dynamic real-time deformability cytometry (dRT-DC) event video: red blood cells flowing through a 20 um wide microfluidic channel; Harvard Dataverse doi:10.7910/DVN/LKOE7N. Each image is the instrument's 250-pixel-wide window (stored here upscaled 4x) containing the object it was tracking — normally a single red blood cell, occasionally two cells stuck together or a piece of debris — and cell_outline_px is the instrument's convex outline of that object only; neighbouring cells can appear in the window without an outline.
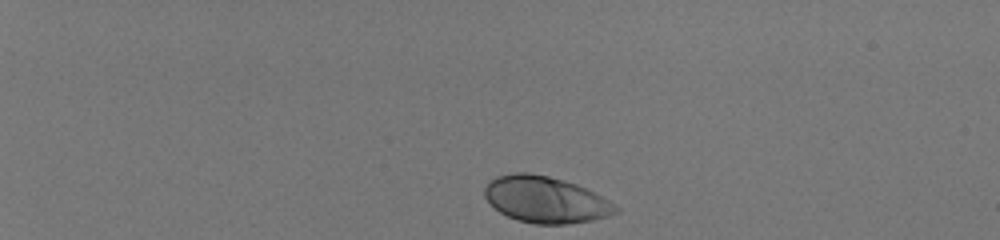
{"species": "human", "species_latin": "Homo sapiens", "temperature_condition": "room temperature", "stored_images_in_passage": 39, "camera_frame_rate_fps": 3000, "um_per_image_px": 0.085, "donor": {"sex": "male"}, "frame": {"image": 1, "passage_image": 1, "time_ms": 0.0, "image_size_px": [1000, 240], "cell_outline_px": [[620, 212], [608, 216], [592, 220], [568, 224], [536, 224], [516, 220], [500, 212], [484, 196], [484, 188], [496, 176], [516, 172], [528, 172], [548, 176], [564, 180], [576, 184], [616, 204], [620, 208]], "centroid_in_image_um": [46.39, 16.97], "position_along_channel_um": 38.6, "area_um2": 35.32}}
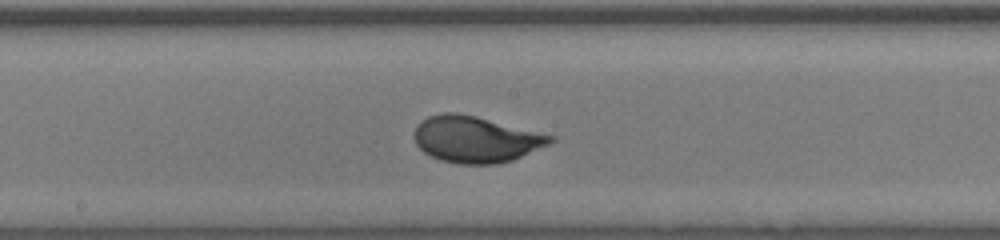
{"frame": {"image": 2, "passage_image": 22, "time_ms": 7.0, "image_size_px": [1000, 240], "cell_outline_px": [[556, 140], [548, 144], [512, 160], [496, 164], [460, 164], [440, 160], [424, 152], [416, 144], [412, 136], [416, 124], [428, 116], [440, 112], [456, 112], [476, 116], [556, 136]], "centroid_in_image_um": [40.4, 11.83], "position_along_channel_um": 207.8, "area_um2": 36.88}}
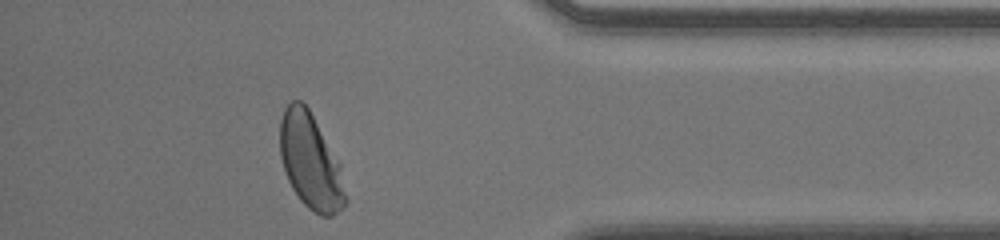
{"frame": {"image": 3, "passage_image": 38, "time_ms": 12.333, "image_size_px": [1000, 240], "cell_outline_px": [[348, 200], [332, 216], [320, 216], [308, 208], [300, 200], [292, 188], [288, 180], [280, 156], [280, 120], [284, 108], [292, 100], [300, 100], [308, 108], [340, 164]], "centroid_in_image_um": [26.39, 13.74], "position_along_channel_um": 408.8, "area_um2": 36.13}, "authors_computed_cell_mechanics": {"area_um2": 35.7204, "velocity_mm_per_s": 4.0469, "shape_relaxation_time_tau1_ms": 2.6374, "shape_relaxation_time_tau2_ms": null, "deformation_change_tau1": 0.1557, "deformation_change_tau2": null}}